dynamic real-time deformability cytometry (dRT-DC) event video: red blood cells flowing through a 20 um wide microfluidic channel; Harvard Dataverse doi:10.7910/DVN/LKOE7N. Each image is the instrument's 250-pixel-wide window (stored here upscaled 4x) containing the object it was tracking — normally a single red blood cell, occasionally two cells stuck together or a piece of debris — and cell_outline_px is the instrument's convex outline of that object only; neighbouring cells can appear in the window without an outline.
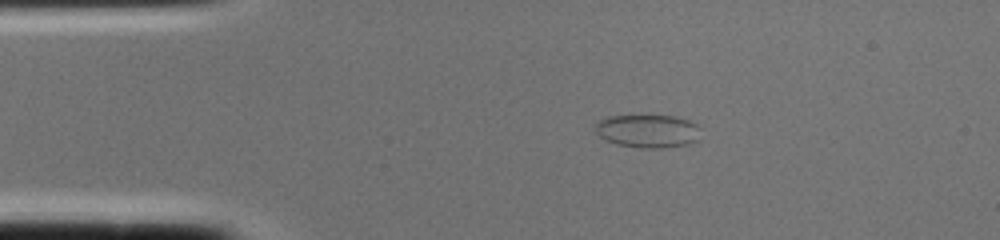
{"species": "common noctule bat (a hibernating species)", "species_latin": "Nyctalus noctula", "temperature_condition": "cold", "stored_images_in_passage": 2, "camera_frame_rate_fps": 3000, "um_per_image_px": 0.085, "animal": {"sex": "female", "body_mass_g": 22.0, "forearm_length_mm": 56.7}, "frame": {"image": 1, "passage_image": 1, "time_ms": 0.0, "image_size_px": [1000, 240], "cell_outline_px": [[700, 128], [696, 140], [688, 144], [664, 148], [640, 148], [616, 144], [604, 140], [596, 132], [596, 124], [600, 120], [608, 116], [676, 116], [688, 120], [696, 124]], "centroid_in_image_um": [55.05, 11.15], "position_along_channel_um": 29.9, "area_um2": 20.29}}